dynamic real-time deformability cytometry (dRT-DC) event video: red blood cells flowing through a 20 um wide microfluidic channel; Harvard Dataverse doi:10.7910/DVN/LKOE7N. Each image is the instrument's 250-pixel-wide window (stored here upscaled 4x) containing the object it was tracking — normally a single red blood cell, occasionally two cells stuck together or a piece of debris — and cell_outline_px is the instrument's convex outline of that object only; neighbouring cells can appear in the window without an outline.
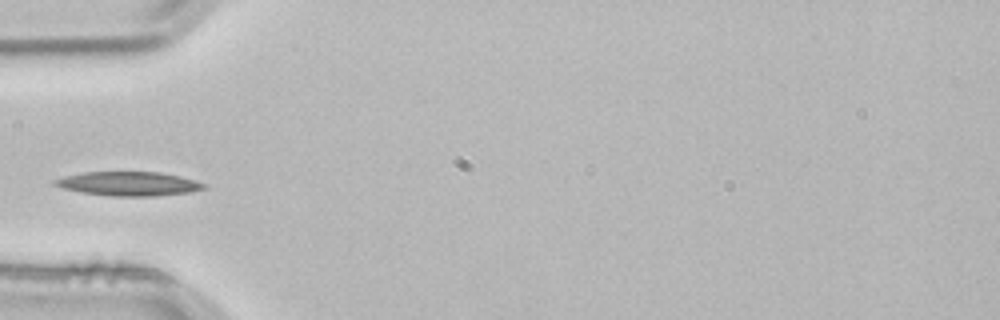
{"species": "common noctule bat (a hibernating species)", "species_latin": "Nyctalus noctula", "temperature_condition": "room temperature", "stored_images_in_passage": 2, "camera_frame_rate_fps": 3000, "um_per_image_px": 0.085, "animal": {"sex": "male", "body_mass_g": 21.5, "forearm_length_mm": 52.0}, "frame": {"image": 1, "passage_image": 2, "time_ms": 0.333, "image_size_px": [1000, 320], "cell_outline_px": [[208, 188], [188, 192], [156, 196], [112, 196], [80, 192], [64, 188], [52, 184], [52, 180], [64, 176], [84, 172], [160, 172], [180, 176], [196, 180], [208, 184]], "centroid_in_image_um": [10.96, 15.61], "position_along_channel_um": 74.0, "area_um2": 21.04}}